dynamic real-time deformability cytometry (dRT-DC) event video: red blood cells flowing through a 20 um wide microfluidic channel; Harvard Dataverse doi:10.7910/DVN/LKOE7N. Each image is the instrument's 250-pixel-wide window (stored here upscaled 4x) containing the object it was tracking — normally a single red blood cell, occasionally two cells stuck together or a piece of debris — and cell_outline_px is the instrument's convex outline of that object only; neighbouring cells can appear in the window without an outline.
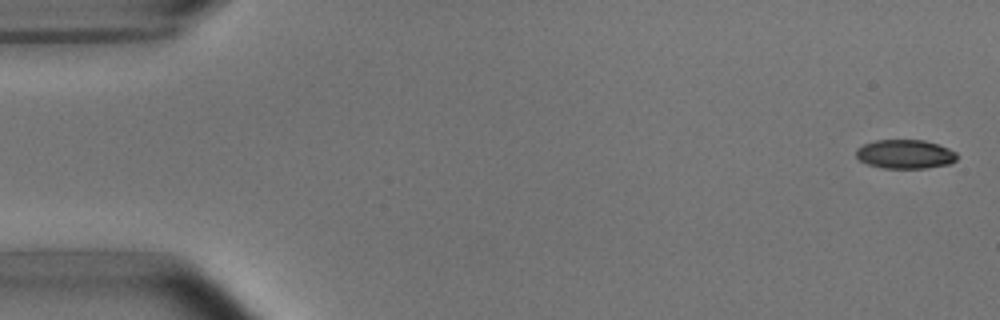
{"species": "common noctule bat (a hibernating species)", "species_latin": "Nyctalus noctula", "temperature_condition": "room temperature", "stored_images_in_passage": 5, "camera_frame_rate_fps": 3000, "um_per_image_px": 0.085, "animal": {"sex": "male", "body_mass_g": 15.6}, "frame": {"image": 1, "passage_image": 1, "time_ms": 0.0, "image_size_px": [1000, 320], "cell_outline_px": [[956, 160], [948, 164], [924, 168], [884, 168], [868, 164], [860, 160], [856, 156], [856, 148], [864, 144], [876, 140], [924, 140], [948, 148], [956, 152]], "centroid_in_image_um": [76.91, 13.1], "position_along_channel_um": 8.1, "area_um2": 16.88}}